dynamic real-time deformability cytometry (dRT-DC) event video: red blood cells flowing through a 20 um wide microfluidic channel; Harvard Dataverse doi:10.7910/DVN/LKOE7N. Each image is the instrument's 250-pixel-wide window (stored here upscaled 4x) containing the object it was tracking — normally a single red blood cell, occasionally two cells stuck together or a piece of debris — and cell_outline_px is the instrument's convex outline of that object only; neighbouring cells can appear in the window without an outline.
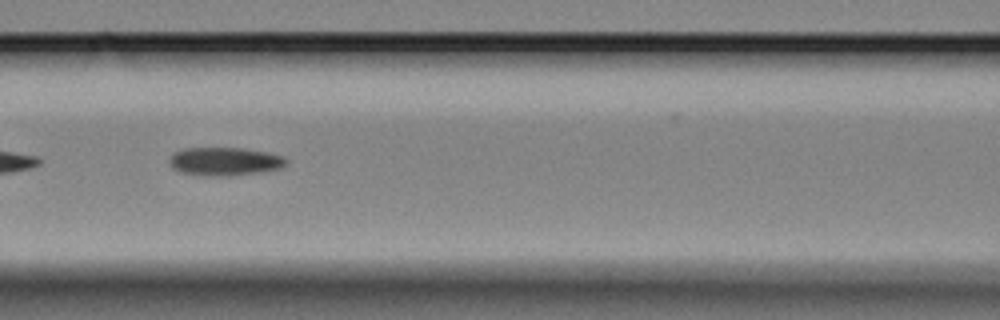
{"species": "Egyptian fruit bat (a non-hibernating species)", "species_latin": "Rousettus aegyptiacus", "temperature_condition": "cold", "stored_images_in_passage": 21, "camera_frame_rate_fps": 3000, "um_per_image_px": 0.085, "animal": {"sex": "female"}, "frame": {"image": 1, "passage_image": 10, "time_ms": 3.0, "image_size_px": [1000, 320], "cell_outline_px": [[288, 164], [280, 168], [260, 172], [228, 176], [204, 176], [180, 172], [172, 168], [168, 160], [176, 152], [184, 148], [244, 148], [268, 152], [284, 156], [288, 160]], "centroid_in_image_um": [19.13, 13.72], "position_along_channel_um": 147.5, "area_um2": 19.42}}